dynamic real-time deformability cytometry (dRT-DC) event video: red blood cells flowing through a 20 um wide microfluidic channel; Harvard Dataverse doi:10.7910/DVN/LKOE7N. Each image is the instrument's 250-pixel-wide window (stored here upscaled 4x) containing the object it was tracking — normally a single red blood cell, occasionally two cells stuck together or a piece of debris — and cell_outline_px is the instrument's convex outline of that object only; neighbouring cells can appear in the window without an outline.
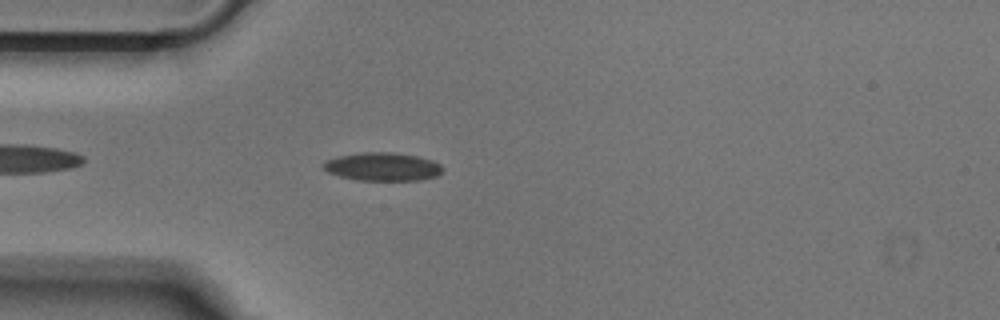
{"species": "Egyptian fruit bat (a non-hibernating species)", "species_latin": "Rousettus aegyptiacus", "temperature_condition": "cold", "stored_images_in_passage": 42, "camera_frame_rate_fps": 3000, "um_per_image_px": 0.085, "animal": {"sex": "male"}, "frame": {"image": 1, "passage_image": 5, "time_ms": 1.333, "image_size_px": [1000, 320], "cell_outline_px": [[444, 168], [436, 176], [420, 180], [356, 180], [340, 176], [328, 172], [320, 164], [324, 160], [336, 156], [360, 152], [392, 152], [416, 156], [432, 160], [440, 164]], "centroid_in_image_um": [32.47, 14.16], "position_along_channel_um": 52.5, "area_um2": 19.77}}
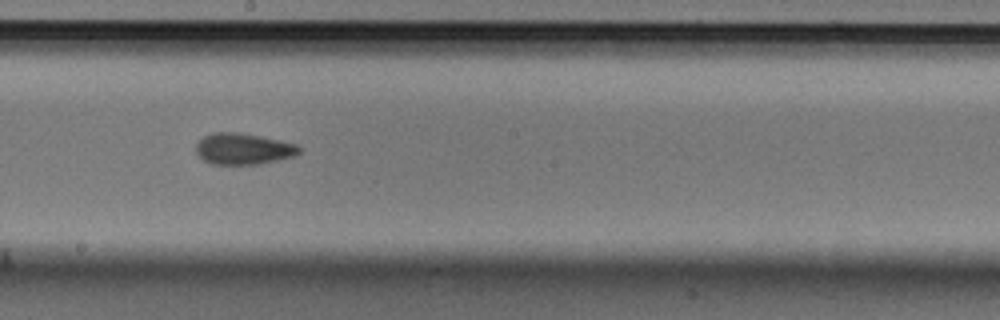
{"frame": {"image": 2, "passage_image": 19, "time_ms": 6.0, "image_size_px": [1000, 320], "cell_outline_px": [[300, 152], [296, 156], [260, 164], [208, 164], [196, 152], [196, 144], [204, 136], [212, 132], [240, 132], [280, 140], [296, 144], [300, 148]], "centroid_in_image_um": [20.68, 12.65], "position_along_channel_um": 227.5, "area_um2": 18.9}}
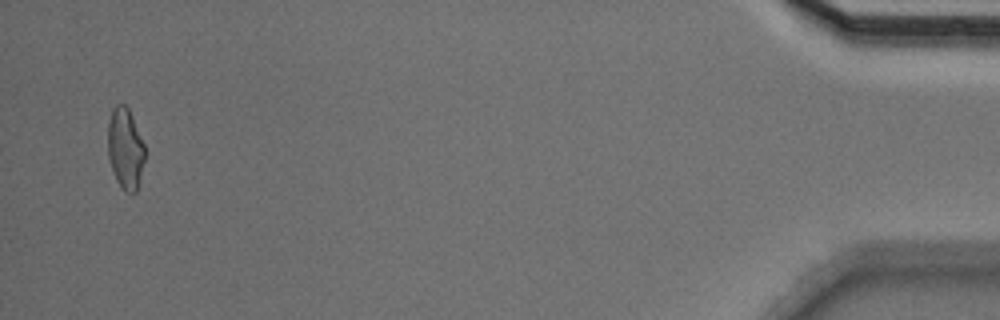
{"frame": {"image": 3, "passage_image": 41, "time_ms": 13.333, "image_size_px": [1000, 320], "cell_outline_px": [[144, 160], [136, 192], [124, 192], [116, 180], [108, 156], [108, 120], [112, 108], [116, 104], [124, 104], [128, 108], [132, 116], [144, 144]], "centroid_in_image_um": [10.63, 12.6], "position_along_channel_um": 424.6, "area_um2": 17.34}}